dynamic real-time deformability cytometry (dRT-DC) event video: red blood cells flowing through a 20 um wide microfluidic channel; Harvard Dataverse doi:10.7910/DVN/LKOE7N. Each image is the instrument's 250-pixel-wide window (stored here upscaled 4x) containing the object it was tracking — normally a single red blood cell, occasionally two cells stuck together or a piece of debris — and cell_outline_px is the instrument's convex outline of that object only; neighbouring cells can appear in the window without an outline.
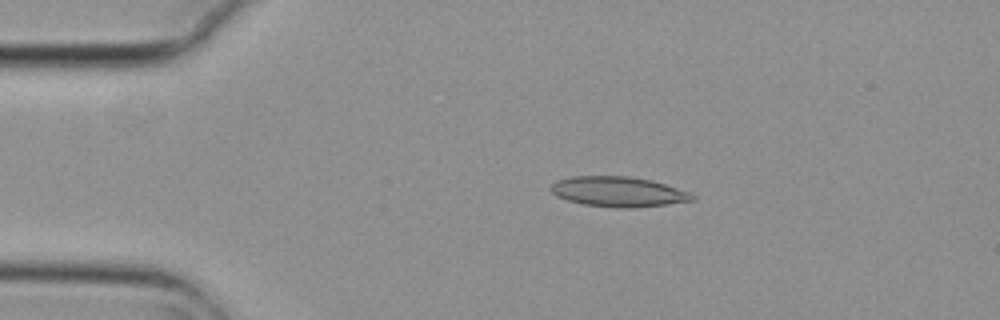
{"species": "common noctule bat (a hibernating species)", "species_latin": "Nyctalus noctula", "temperature_condition": "cold", "stored_images_in_passage": 5, "camera_frame_rate_fps": 3000, "um_per_image_px": 0.085, "animal": {"sex": "female", "body_mass_g": 29.2, "forearm_length_mm": 56.3}, "frame": {"image": 1, "passage_image": 3, "time_ms": 0.667, "image_size_px": [1000, 320], "cell_outline_px": [[696, 200], [668, 204], [632, 208], [616, 208], [584, 204], [568, 200], [556, 196], [552, 192], [552, 184], [556, 180], [572, 176], [628, 176], [652, 180], [688, 192], [696, 196]], "centroid_in_image_um": [52.56, 16.3], "position_along_channel_um": 32.4, "area_um2": 24.74}}
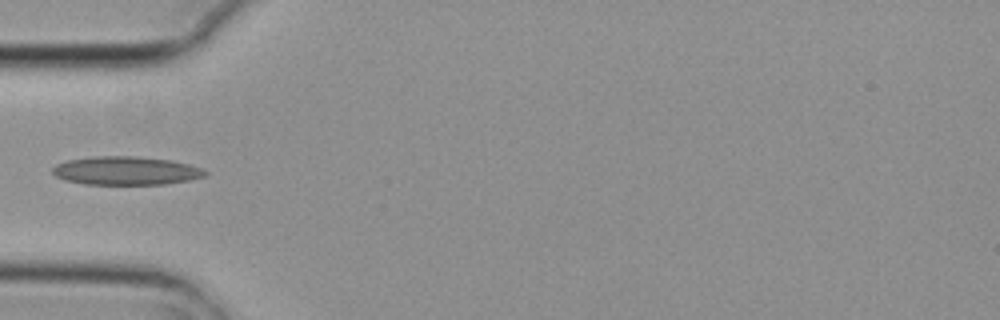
{"frame": {"image": 2, "passage_image": 5, "time_ms": 1.333, "image_size_px": [1000, 320], "cell_outline_px": [[208, 172], [204, 176], [188, 180], [164, 184], [84, 184], [64, 180], [56, 176], [52, 172], [52, 168], [56, 164], [68, 160], [92, 156], [136, 156], [172, 160], [188, 164], [200, 168]], "centroid_in_image_um": [10.67, 14.5], "position_along_channel_um": 74.3, "area_um2": 25.26}}